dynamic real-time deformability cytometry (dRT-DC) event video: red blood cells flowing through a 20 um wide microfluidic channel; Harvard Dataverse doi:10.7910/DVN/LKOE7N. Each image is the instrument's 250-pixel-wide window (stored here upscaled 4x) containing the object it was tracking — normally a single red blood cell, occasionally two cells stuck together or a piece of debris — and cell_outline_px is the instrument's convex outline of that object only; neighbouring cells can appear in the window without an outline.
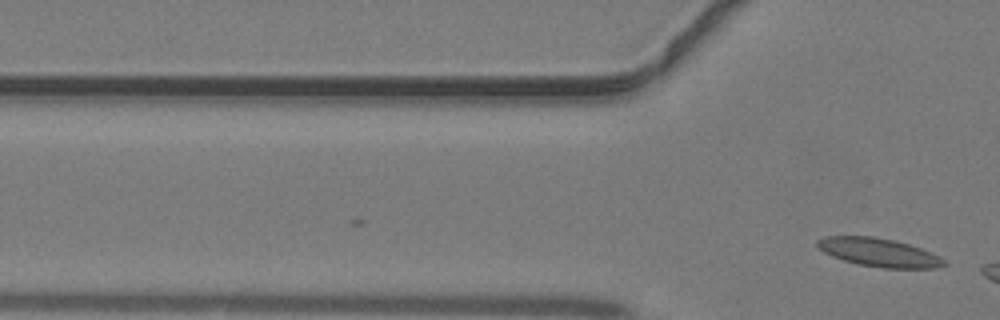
{"species": "common noctule bat (a hibernating species)", "species_latin": "Nyctalus noctula", "temperature_condition": "warm", "stored_images_in_passage": 2, "camera_frame_rate_fps": 3000, "um_per_image_px": 0.085, "animal": {"sex": "male", "body_mass_g": 19.2, "forearm_length_mm": 51.8}, "frame": {"image": 1, "passage_image": 2, "time_ms": 0.333, "image_size_px": [1000, 320], "cell_outline_px": [[948, 264], [936, 268], [884, 268], [860, 264], [844, 260], [832, 256], [824, 252], [816, 244], [816, 240], [824, 236], [872, 236], [896, 240], [920, 248], [940, 256]], "centroid_in_image_um": [74.71, 21.45], "position_along_channel_um": 51.1, "area_um2": 20.92}}